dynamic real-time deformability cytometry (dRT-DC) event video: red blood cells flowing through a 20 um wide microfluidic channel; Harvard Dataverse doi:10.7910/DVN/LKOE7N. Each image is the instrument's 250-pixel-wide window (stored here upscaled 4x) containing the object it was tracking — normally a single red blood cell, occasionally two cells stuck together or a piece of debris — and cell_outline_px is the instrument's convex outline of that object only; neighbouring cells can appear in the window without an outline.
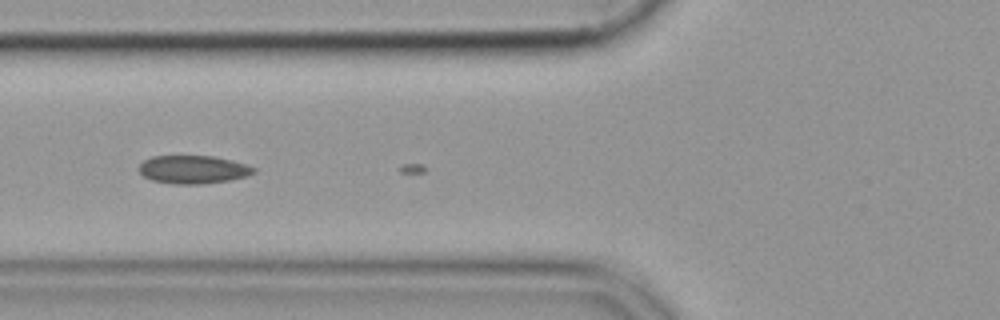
{"species": "common noctule bat (a hibernating species)", "species_latin": "Nyctalus noctula", "temperature_condition": "cold", "stored_images_in_passage": 6, "camera_frame_rate_fps": 3000, "um_per_image_px": 0.085, "animal": {"sex": "female", "body_mass_g": 19.9}, "frame": {"image": 1, "passage_image": 5, "time_ms": 1.333, "image_size_px": [1000, 320], "cell_outline_px": [[256, 172], [248, 176], [228, 180], [200, 184], [172, 184], [152, 180], [144, 176], [140, 172], [140, 164], [144, 160], [152, 156], [212, 156], [232, 160], [256, 168]], "centroid_in_image_um": [16.43, 14.41], "position_along_channel_um": 109.4, "area_um2": 18.73}}